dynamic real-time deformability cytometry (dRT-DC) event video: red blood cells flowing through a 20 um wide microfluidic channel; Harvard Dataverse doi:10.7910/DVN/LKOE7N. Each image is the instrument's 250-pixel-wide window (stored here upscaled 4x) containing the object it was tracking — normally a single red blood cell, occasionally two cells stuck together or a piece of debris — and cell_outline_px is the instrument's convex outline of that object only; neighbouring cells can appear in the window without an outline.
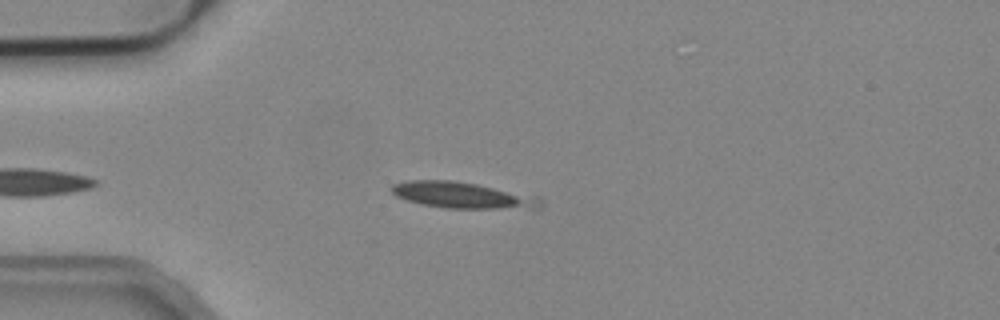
{"species": "common noctule bat (a hibernating species)", "species_latin": "Nyctalus noctula", "temperature_condition": "cold", "stored_images_in_passage": 4, "camera_frame_rate_fps": 3000, "um_per_image_px": 0.085, "animal": {"sex": "male", "body_mass_g": 19.2, "forearm_length_mm": 51.8}, "frame": {"image": 1, "passage_image": 3, "time_ms": 0.667, "image_size_px": [1000, 320], "cell_outline_px": [[544, 208], [444, 208], [420, 204], [396, 196], [388, 188], [392, 184], [408, 180], [452, 180], [476, 184], [536, 196], [544, 200]], "centroid_in_image_um": [39.3, 16.59], "position_along_channel_um": 45.7, "area_um2": 22.77}}